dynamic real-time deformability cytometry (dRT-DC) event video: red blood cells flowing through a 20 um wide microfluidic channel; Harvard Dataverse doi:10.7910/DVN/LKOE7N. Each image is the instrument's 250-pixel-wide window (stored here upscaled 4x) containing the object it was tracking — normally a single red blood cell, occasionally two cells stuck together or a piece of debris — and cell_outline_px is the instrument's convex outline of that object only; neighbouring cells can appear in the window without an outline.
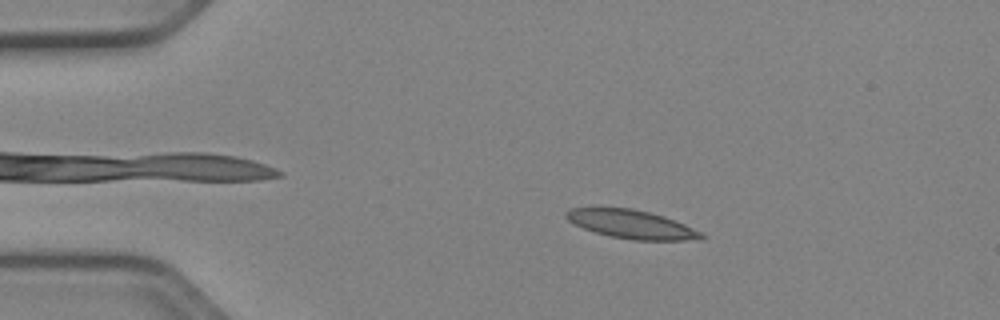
{"species": "Egyptian fruit bat (a non-hibernating species)", "species_latin": "Rousettus aegyptiacus", "temperature_condition": "cold", "stored_images_in_passage": 51, "camera_frame_rate_fps": 3000, "um_per_image_px": 0.085, "animal": {"sex": "female"}, "frame": {"image": 1, "passage_image": 9, "time_ms": 2.667, "image_size_px": [1000, 320], "cell_outline_px": [[708, 236], [704, 240], [632, 240], [612, 236], [596, 232], [584, 228], [568, 220], [564, 216], [564, 212], [568, 208], [592, 204], [632, 208], [664, 216], [684, 224]], "centroid_in_image_um": [53.59, 19.01], "position_along_channel_um": 31.4, "area_um2": 23.29}}
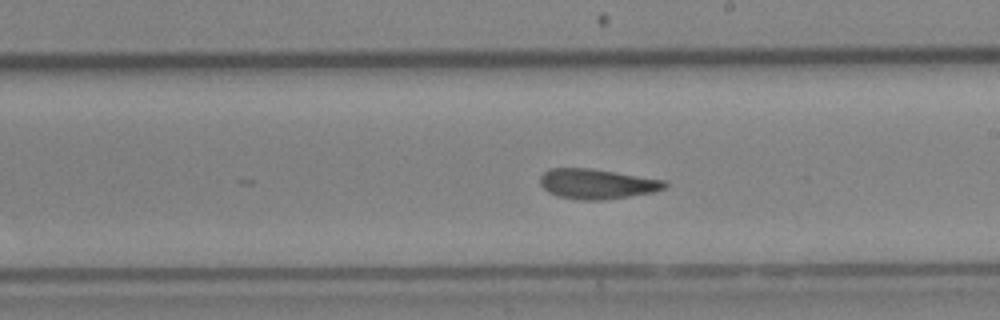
{"frame": {"image": 2, "passage_image": 29, "time_ms": 9.333, "image_size_px": [1000, 320], "cell_outline_px": [[668, 184], [664, 188], [652, 192], [604, 200], [580, 200], [556, 196], [548, 192], [540, 184], [540, 176], [548, 168], [592, 168], [664, 180]], "centroid_in_image_um": [50.69, 15.63], "position_along_channel_um": 238.3, "area_um2": 21.79}}
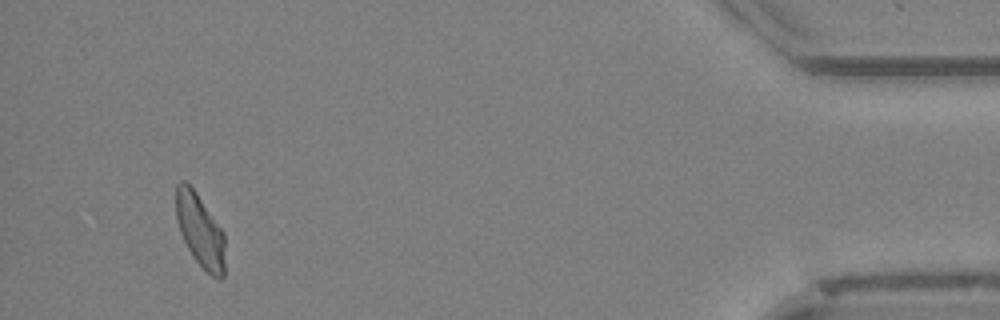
{"frame": {"image": 3, "passage_image": 48, "time_ms": 15.667, "image_size_px": [1000, 320], "cell_outline_px": [[224, 276], [220, 280], [212, 276], [196, 260], [188, 248], [180, 232], [176, 220], [176, 184], [180, 180], [184, 180], [196, 192], [224, 232]], "centroid_in_image_um": [17.0, 19.57], "position_along_channel_um": 418.2, "area_um2": 20.69}, "authors_computed_cell_mechanics": {"area_um2": 21.675, "velocity_mm_per_s": 3.9284, "shape_relaxation_time_tau1_ms": null, "shape_relaxation_time_tau2_ms": 1.9429, "deformation_change_tau1": null, "deformation_change_tau2": 0.0871}}